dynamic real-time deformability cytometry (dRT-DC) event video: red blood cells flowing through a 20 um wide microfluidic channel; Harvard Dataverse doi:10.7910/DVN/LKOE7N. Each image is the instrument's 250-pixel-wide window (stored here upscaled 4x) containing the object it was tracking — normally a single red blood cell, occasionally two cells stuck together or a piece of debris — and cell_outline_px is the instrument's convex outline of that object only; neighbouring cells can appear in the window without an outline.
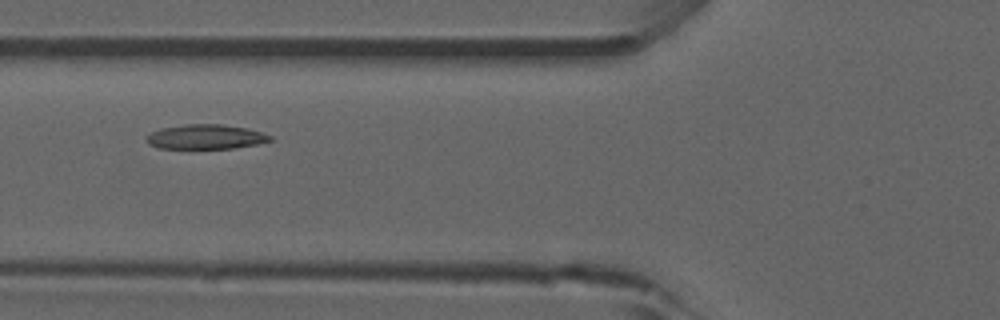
{"species": "common noctule bat (a hibernating species)", "species_latin": "Nyctalus noctula", "temperature_condition": "room temperature", "stored_images_in_passage": 40, "camera_frame_rate_fps": 3000, "um_per_image_px": 0.085, "animal": {"sex": "male", "forearm_length_mm": 52.5}, "frame": {"image": 1, "passage_image": 6, "time_ms": 1.667, "image_size_px": [1000, 320], "cell_outline_px": [[272, 140], [256, 144], [232, 148], [160, 148], [148, 144], [144, 140], [144, 136], [160, 128], [184, 124], [224, 124], [248, 128], [272, 136]], "centroid_in_image_um": [17.43, 11.62], "position_along_channel_um": 108.4, "area_um2": 17.8}}